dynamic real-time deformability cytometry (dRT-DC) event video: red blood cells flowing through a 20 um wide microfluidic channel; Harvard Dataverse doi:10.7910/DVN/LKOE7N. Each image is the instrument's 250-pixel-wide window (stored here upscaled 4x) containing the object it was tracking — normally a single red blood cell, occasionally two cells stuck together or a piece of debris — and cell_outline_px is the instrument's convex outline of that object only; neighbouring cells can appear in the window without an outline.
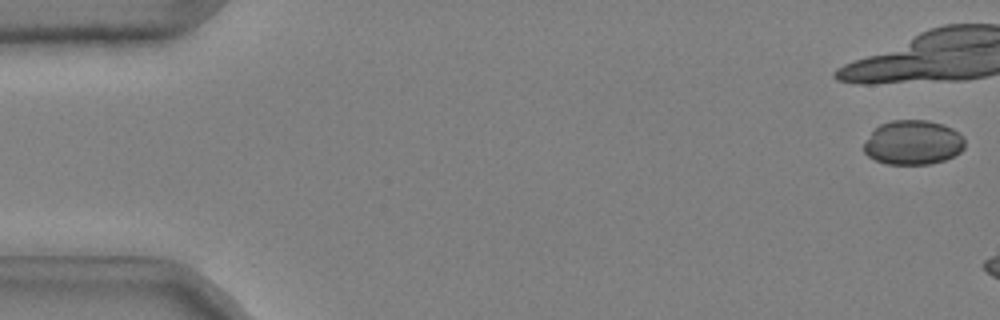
{"species": "common noctule bat (a hibernating species)", "species_latin": "Nyctalus noctula", "temperature_condition": "cold", "stored_images_in_passage": 10, "camera_frame_rate_fps": 3000, "um_per_image_px": 0.085, "animal": {"sex": "male", "body_mass_g": 20.4}, "frame": {"image": 1, "passage_image": 1, "time_ms": 0.0, "image_size_px": [1000, 320], "cell_outline_px": [[964, 148], [960, 152], [944, 160], [932, 164], [888, 164], [876, 160], [868, 156], [864, 152], [864, 144], [872, 132], [880, 124], [892, 120], [928, 120], [944, 124], [960, 132], [964, 136]], "centroid_in_image_um": [77.64, 12.11], "position_along_channel_um": 7.4, "area_um2": 26.24}}